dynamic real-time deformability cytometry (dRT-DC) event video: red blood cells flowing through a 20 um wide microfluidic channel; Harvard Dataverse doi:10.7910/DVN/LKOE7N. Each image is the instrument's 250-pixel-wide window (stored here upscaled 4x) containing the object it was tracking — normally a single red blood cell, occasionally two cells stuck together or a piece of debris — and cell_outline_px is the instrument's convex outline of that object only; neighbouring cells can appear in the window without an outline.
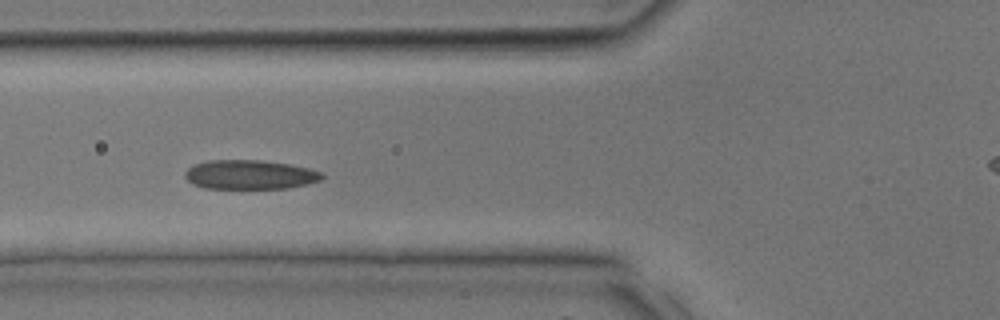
{"species": "common noctule bat (a hibernating species)", "species_latin": "Nyctalus noctula", "temperature_condition": "room temperature", "stored_images_in_passage": 26, "camera_frame_rate_fps": 3000, "um_per_image_px": 0.085, "animal": {"sex": "male", "body_mass_g": 17.9, "forearm_length_mm": 54.2}, "frame": {"image": 1, "passage_image": 5, "time_ms": 1.333, "image_size_px": [1000, 320], "cell_outline_px": [[324, 176], [320, 180], [308, 184], [288, 188], [204, 188], [192, 184], [184, 176], [184, 172], [192, 164], [208, 160], [260, 160], [288, 164], [308, 168], [324, 172]], "centroid_in_image_um": [21.22, 14.84], "position_along_channel_um": 104.6, "area_um2": 23.47}}
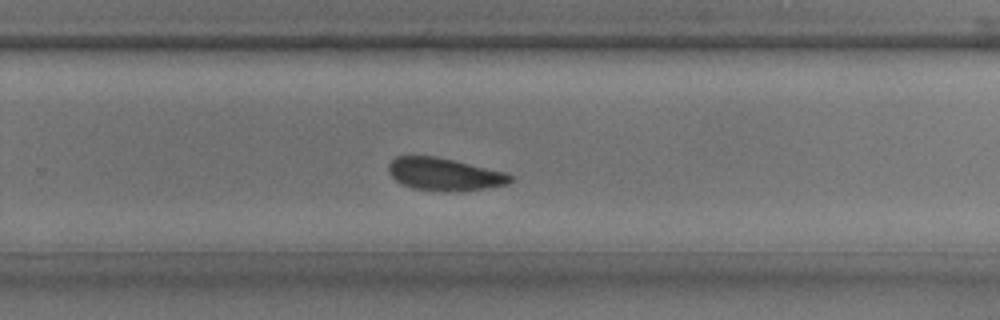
{"frame": {"image": 2, "passage_image": 14, "time_ms": 4.333, "image_size_px": [1000, 320], "cell_outline_px": [[512, 180], [508, 184], [484, 188], [448, 192], [412, 188], [396, 180], [388, 172], [388, 164], [396, 156], [436, 156], [504, 172], [512, 176]], "centroid_in_image_um": [37.74, 14.81], "position_along_channel_um": 292.1, "area_um2": 22.83}}
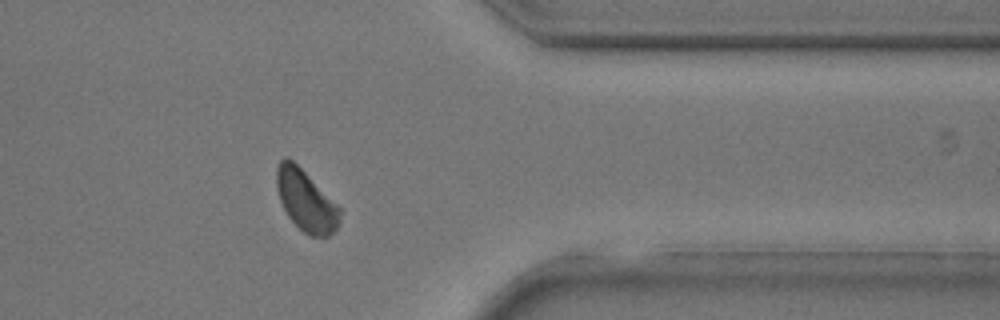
{"frame": {"image": 3, "passage_image": 19, "time_ms": 6.0, "image_size_px": [1000, 320], "cell_outline_px": [[340, 220], [336, 228], [328, 236], [308, 236], [288, 216], [280, 200], [276, 188], [276, 168], [280, 160], [284, 156], [288, 156], [340, 208]], "centroid_in_image_um": [25.97, 17.04], "position_along_channel_um": 385.4, "area_um2": 22.08}}